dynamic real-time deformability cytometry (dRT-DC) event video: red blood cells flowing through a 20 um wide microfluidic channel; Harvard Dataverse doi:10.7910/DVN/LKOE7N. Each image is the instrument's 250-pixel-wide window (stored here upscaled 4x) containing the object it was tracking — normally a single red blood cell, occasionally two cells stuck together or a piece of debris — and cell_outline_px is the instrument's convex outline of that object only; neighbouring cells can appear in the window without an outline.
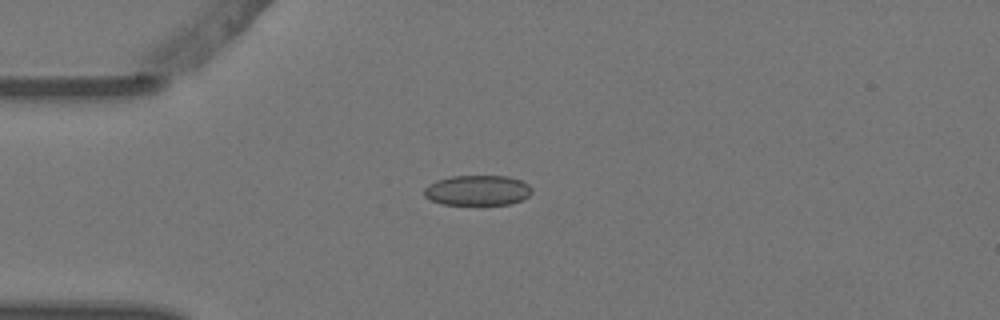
{"species": "Egyptian fruit bat (a non-hibernating species)", "species_latin": "Rousettus aegyptiacus", "temperature_condition": "warm", "stored_images_in_passage": 6, "camera_frame_rate_fps": 3000, "um_per_image_px": 0.085, "animal": {"sex": "female"}, "frame": {"image": 1, "passage_image": 4, "time_ms": 1.0, "image_size_px": [1000, 320], "cell_outline_px": [[532, 192], [528, 196], [512, 204], [440, 204], [424, 196], [424, 188], [428, 184], [436, 180], [452, 176], [508, 176], [520, 180], [528, 184], [532, 188]], "centroid_in_image_um": [40.58, 16.17], "position_along_channel_um": 44.4, "area_um2": 18.96}}
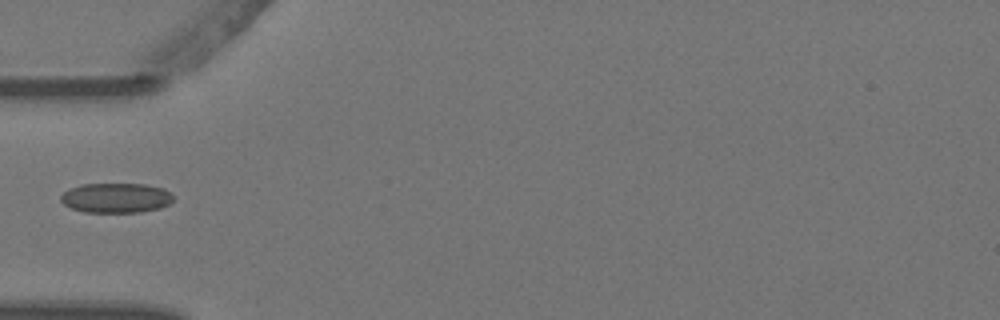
{"frame": {"image": 2, "passage_image": 5, "time_ms": 1.333, "image_size_px": [1000, 320], "cell_outline_px": [[172, 200], [168, 204], [160, 208], [140, 212], [84, 212], [72, 208], [64, 204], [60, 200], [60, 196], [68, 188], [80, 184], [144, 184], [164, 188], [172, 196]], "centroid_in_image_um": [9.82, 16.81], "position_along_channel_um": 75.2, "area_um2": 19.54}}
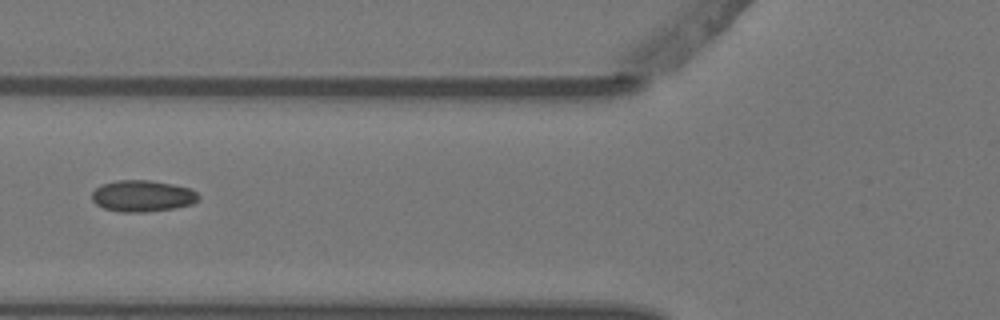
{"frame": {"image": 3, "passage_image": 6, "time_ms": 1.667, "image_size_px": [1000, 320], "cell_outline_px": [[200, 196], [192, 204], [176, 208], [148, 212], [120, 212], [104, 208], [96, 204], [92, 200], [92, 192], [100, 184], [116, 180], [152, 180], [192, 188]], "centroid_in_image_um": [12.11, 16.65], "position_along_channel_um": 113.7, "area_um2": 19.77}}